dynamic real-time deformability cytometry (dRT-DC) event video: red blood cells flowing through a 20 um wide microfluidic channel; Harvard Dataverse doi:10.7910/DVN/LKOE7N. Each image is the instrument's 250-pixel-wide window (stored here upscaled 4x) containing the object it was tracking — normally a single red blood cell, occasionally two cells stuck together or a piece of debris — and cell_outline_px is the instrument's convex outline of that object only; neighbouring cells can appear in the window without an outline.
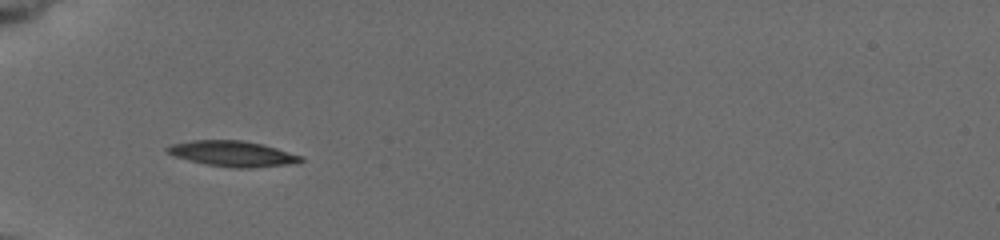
{"species": "common noctule bat (a hibernating species)", "species_latin": "Nyctalus noctula", "temperature_condition": "cold", "stored_images_in_passage": 24, "camera_frame_rate_fps": 3000, "um_per_image_px": 0.085, "animal": {"sex": "female", "body_mass_g": 19.5, "forearm_length_mm": 54.1}, "frame": {"image": 1, "passage_image": 7, "time_ms": 2.333, "image_size_px": [1000, 240], "cell_outline_px": [[304, 160], [300, 164], [252, 168], [232, 168], [208, 164], [188, 160], [176, 156], [168, 152], [164, 148], [172, 144], [192, 140], [240, 140], [264, 144], [300, 156]], "centroid_in_image_um": [19.83, 13.07], "position_along_channel_um": 65.2, "area_um2": 19.94}}
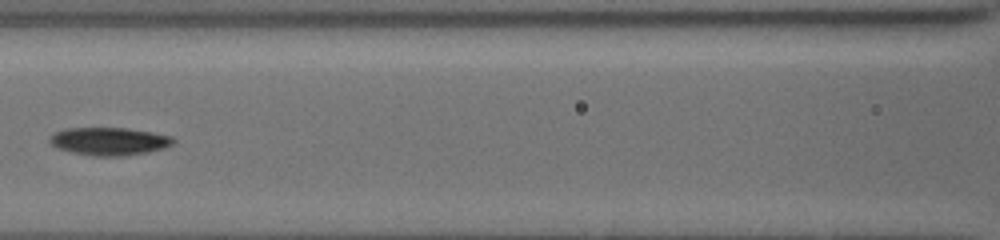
{"frame": {"image": 2, "passage_image": 11, "time_ms": 5.0, "image_size_px": [1000, 240], "cell_outline_px": [[176, 140], [172, 144], [164, 148], [148, 152], [124, 156], [92, 156], [72, 152], [56, 148], [48, 140], [48, 136], [64, 128], [124, 128], [152, 132], [172, 136]], "centroid_in_image_um": [9.26, 12.01], "position_along_channel_um": 157.3, "area_um2": 20.17}}
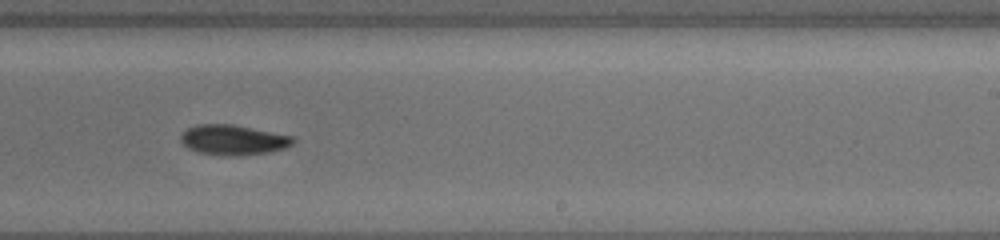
{"frame": {"image": 3, "passage_image": 21, "time_ms": 8.0, "image_size_px": [1000, 240], "cell_outline_px": [[296, 140], [292, 144], [284, 148], [268, 152], [240, 156], [228, 156], [200, 152], [188, 148], [180, 140], [180, 136], [188, 128], [196, 124], [232, 124], [296, 136]], "centroid_in_image_um": [19.86, 11.88], "position_along_channel_um": 269.1, "area_um2": 19.77}}